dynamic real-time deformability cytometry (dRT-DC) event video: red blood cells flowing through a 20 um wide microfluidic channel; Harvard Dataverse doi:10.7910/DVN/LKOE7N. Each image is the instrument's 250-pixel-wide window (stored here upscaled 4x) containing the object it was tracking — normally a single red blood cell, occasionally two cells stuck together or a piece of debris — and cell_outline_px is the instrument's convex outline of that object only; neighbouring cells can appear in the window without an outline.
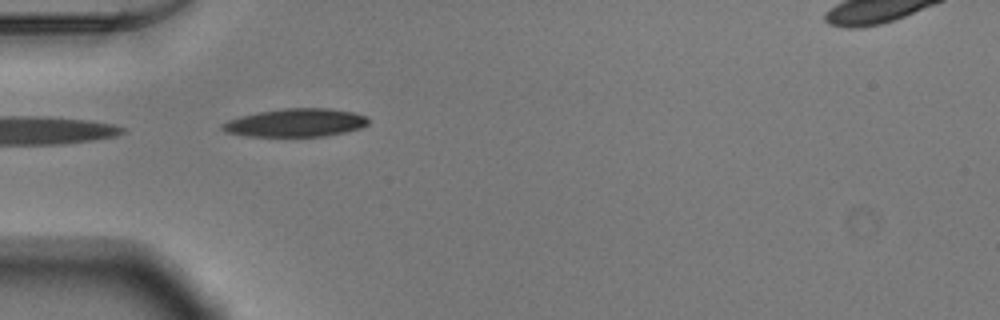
{"species": "Egyptian fruit bat (a non-hibernating species)", "species_latin": "Rousettus aegyptiacus", "temperature_condition": "warm", "stored_images_in_passage": 3, "camera_frame_rate_fps": 3000, "um_per_image_px": 0.085, "animal": {"sex": "male"}, "frame": {"image": 1, "passage_image": 1, "time_ms": 0.0, "image_size_px": [1000, 320], "cell_outline_px": [[368, 124], [360, 128], [344, 132], [324, 136], [244, 136], [228, 132], [220, 128], [220, 124], [228, 120], [240, 116], [260, 112], [284, 108], [328, 108], [352, 112], [364, 116], [368, 120]], "centroid_in_image_um": [25.1, 10.43], "position_along_channel_um": 59.9, "area_um2": 23.76}}